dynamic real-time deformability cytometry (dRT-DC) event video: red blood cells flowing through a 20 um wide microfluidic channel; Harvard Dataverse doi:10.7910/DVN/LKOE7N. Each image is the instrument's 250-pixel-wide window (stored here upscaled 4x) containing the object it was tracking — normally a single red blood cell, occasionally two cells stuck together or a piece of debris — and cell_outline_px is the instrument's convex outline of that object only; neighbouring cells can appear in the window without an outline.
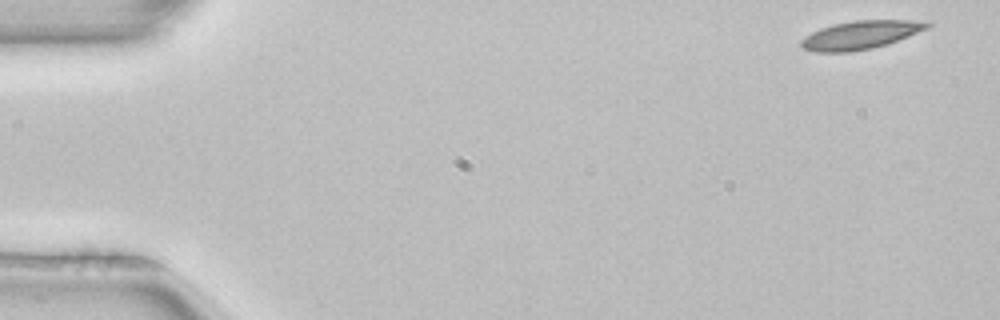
{"species": "common noctule bat (a hibernating species)", "species_latin": "Nyctalus noctula", "temperature_condition": "room temperature", "stored_images_in_passage": 3, "camera_frame_rate_fps": 3000, "um_per_image_px": 0.085, "animal": {"sex": "female", "body_mass_g": 22.7, "forearm_length_mm": 54.2}, "frame": {"image": 1, "passage_image": 1, "time_ms": 0.0, "image_size_px": [1000, 320], "cell_outline_px": [[932, 24], [928, 28], [888, 44], [872, 48], [852, 52], [812, 52], [804, 48], [800, 44], [800, 40], [804, 36], [820, 28], [832, 24], [852, 20], [908, 20]], "centroid_in_image_um": [73.07, 2.98], "position_along_channel_um": 11.9, "area_um2": 20.81}}